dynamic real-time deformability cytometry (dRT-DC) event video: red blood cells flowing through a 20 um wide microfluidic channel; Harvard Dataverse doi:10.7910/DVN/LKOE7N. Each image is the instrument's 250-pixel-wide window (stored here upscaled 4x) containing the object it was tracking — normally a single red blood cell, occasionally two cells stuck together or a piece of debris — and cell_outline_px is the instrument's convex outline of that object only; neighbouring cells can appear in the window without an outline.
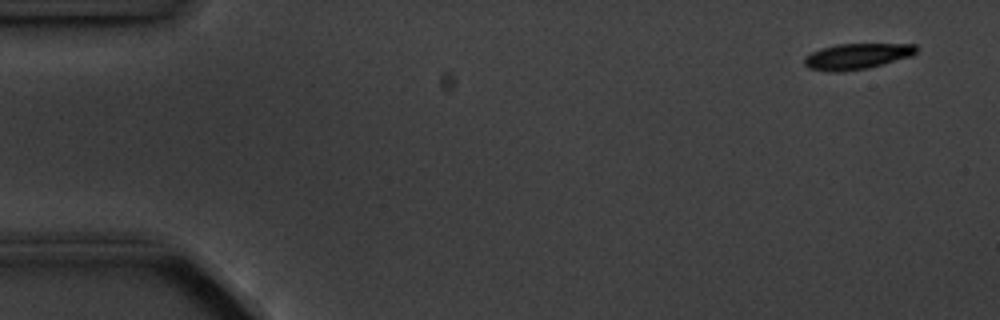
{"species": "common noctule bat (a hibernating species)", "species_latin": "Nyctalus noctula", "temperature_condition": "cold", "stored_images_in_passage": 4, "camera_frame_rate_fps": 3000, "um_per_image_px": 0.085, "animal": {"sex": "male", "body_mass_g": 20.1, "forearm_length_mm": 53.5}, "frame": {"image": 1, "passage_image": 1, "time_ms": 0.0, "image_size_px": [1000, 320], "cell_outline_px": [[916, 52], [912, 56], [868, 68], [840, 72], [828, 72], [808, 68], [804, 64], [804, 56], [820, 48], [836, 44], [916, 44]], "centroid_in_image_um": [72.79, 4.79], "position_along_channel_um": 12.2, "area_um2": 16.94}}